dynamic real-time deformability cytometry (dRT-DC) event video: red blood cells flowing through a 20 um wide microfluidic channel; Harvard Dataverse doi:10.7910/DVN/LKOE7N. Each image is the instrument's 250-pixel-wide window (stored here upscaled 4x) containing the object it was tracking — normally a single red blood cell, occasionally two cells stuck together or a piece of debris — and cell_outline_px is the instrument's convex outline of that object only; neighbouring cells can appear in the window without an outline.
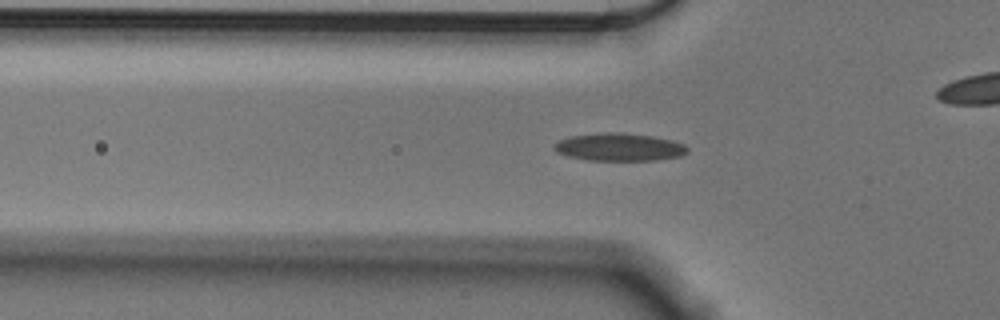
{"species": "Egyptian fruit bat (a non-hibernating species)", "species_latin": "Rousettus aegyptiacus", "temperature_condition": "cold", "stored_images_in_passage": 56, "camera_frame_rate_fps": 3000, "um_per_image_px": 0.085, "animal": {"sex": "male"}, "frame": {"image": 1, "passage_image": 18, "time_ms": 5.667, "image_size_px": [1000, 320], "cell_outline_px": [[688, 152], [680, 156], [656, 160], [588, 160], [568, 156], [556, 152], [552, 148], [560, 140], [568, 136], [608, 132], [620, 132], [652, 136], [672, 140], [684, 144], [688, 148]], "centroid_in_image_um": [52.64, 12.5], "position_along_channel_um": 73.2, "area_um2": 21.5}}
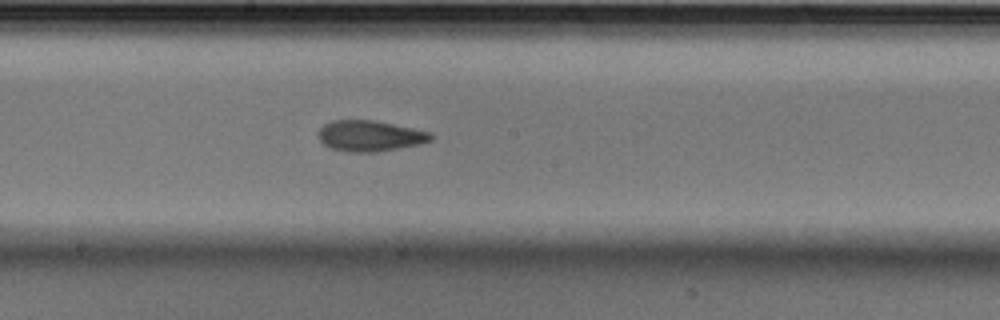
{"frame": {"image": 2, "passage_image": 30, "time_ms": 9.667, "image_size_px": [1000, 320], "cell_outline_px": [[432, 140], [420, 144], [376, 152], [348, 152], [328, 148], [316, 136], [320, 128], [324, 124], [332, 120], [372, 120], [432, 132]], "centroid_in_image_um": [31.4, 11.56], "position_along_channel_um": 216.8, "area_um2": 20.29}}
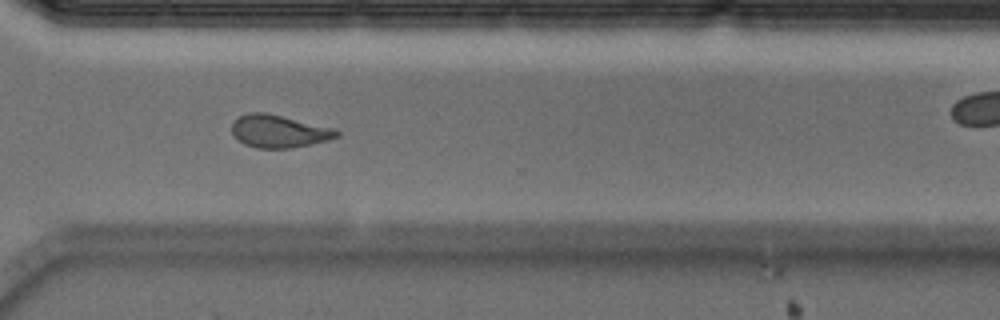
{"frame": {"image": 3, "passage_image": 41, "time_ms": 13.333, "image_size_px": [1000, 320], "cell_outline_px": [[340, 136], [328, 140], [292, 148], [256, 148], [244, 144], [232, 132], [232, 124], [240, 116], [248, 112], [264, 112], [332, 128], [340, 132]], "centroid_in_image_um": [23.71, 11.17], "position_along_channel_um": 346.9, "area_um2": 19.59}}